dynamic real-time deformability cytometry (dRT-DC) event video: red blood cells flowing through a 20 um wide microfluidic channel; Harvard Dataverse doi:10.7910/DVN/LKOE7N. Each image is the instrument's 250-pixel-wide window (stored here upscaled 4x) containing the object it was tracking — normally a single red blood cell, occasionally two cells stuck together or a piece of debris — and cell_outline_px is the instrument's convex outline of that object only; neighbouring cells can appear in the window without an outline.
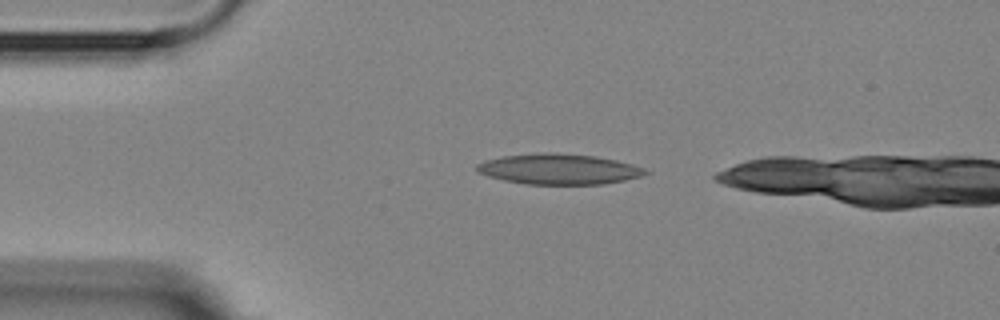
{"species": "Egyptian fruit bat (a non-hibernating species)", "species_latin": "Rousettus aegyptiacus", "temperature_condition": "room temperature", "stored_images_in_passage": 2, "camera_frame_rate_fps": 3000, "um_per_image_px": 0.085, "animal": {"sex": "female"}, "frame": {"image": 1, "passage_image": 1, "time_ms": 0.0, "image_size_px": [1000, 320], "cell_outline_px": [[648, 172], [640, 176], [624, 180], [600, 184], [524, 184], [504, 180], [488, 176], [476, 172], [476, 164], [484, 160], [504, 156], [540, 152], [556, 152], [596, 156], [616, 160], [632, 164], [644, 168]], "centroid_in_image_um": [47.45, 14.36], "position_along_channel_um": 37.5, "area_um2": 30.0}}